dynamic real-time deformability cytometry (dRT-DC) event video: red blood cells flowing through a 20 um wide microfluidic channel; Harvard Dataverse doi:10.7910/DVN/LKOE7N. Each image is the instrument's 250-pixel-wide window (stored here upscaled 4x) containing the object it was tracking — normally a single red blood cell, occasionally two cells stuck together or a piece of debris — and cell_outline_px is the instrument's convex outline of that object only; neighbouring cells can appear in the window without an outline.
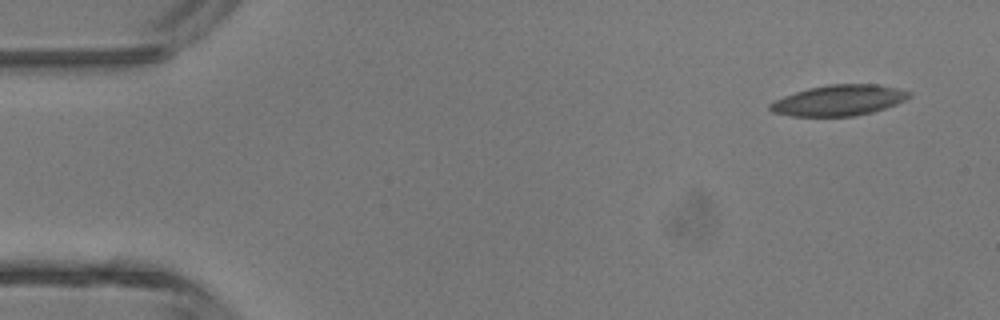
{"species": "common noctule bat (a hibernating species)", "species_latin": "Nyctalus noctula", "temperature_condition": "room temperature", "stored_images_in_passage": 3, "camera_frame_rate_fps": 3000, "um_per_image_px": 0.085, "animal": {"sex": "male", "body_mass_g": 13.3}, "frame": {"image": 1, "passage_image": 1, "time_ms": 0.0, "image_size_px": [1000, 320], "cell_outline_px": [[912, 96], [896, 104], [872, 112], [856, 116], [792, 116], [772, 112], [768, 108], [768, 104], [784, 96], [808, 88], [828, 84], [876, 84], [896, 88], [912, 92]], "centroid_in_image_um": [71.3, 8.53], "position_along_channel_um": 13.7, "area_um2": 24.85}}
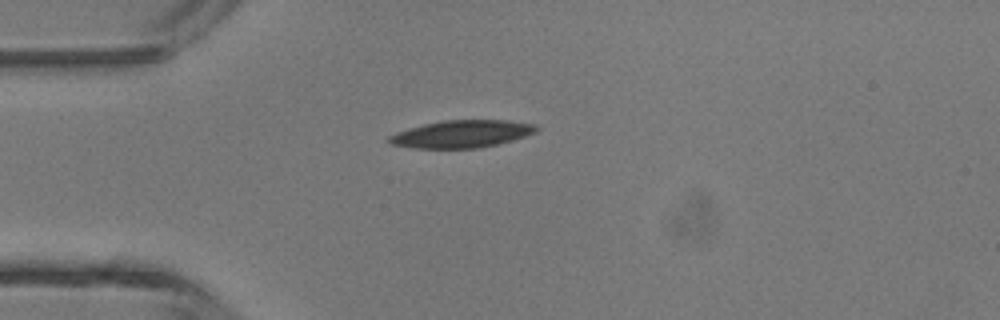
{"frame": {"image": 2, "passage_image": 3, "time_ms": 3.0, "image_size_px": [1000, 320], "cell_outline_px": [[540, 128], [536, 132], [512, 140], [480, 148], [412, 148], [392, 144], [384, 140], [388, 136], [396, 132], [424, 124], [444, 120], [508, 120], [536, 124]], "centroid_in_image_um": [39.24, 11.38], "position_along_channel_um": 45.8, "area_um2": 23.58}}